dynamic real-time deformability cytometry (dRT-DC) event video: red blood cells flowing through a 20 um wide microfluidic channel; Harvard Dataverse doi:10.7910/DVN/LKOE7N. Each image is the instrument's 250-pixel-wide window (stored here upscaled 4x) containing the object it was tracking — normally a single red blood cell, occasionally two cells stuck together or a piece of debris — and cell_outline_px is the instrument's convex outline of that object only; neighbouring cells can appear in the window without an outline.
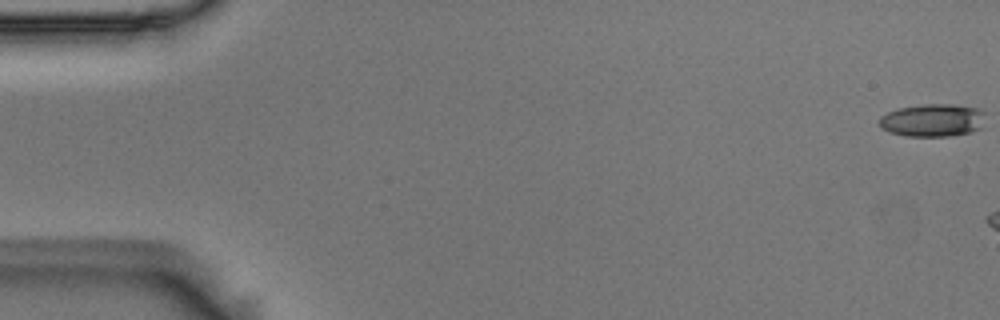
{"species": "Egyptian fruit bat (a non-hibernating species)", "species_latin": "Rousettus aegyptiacus", "temperature_condition": "room temperature", "stored_images_in_passage": 5, "camera_frame_rate_fps": 3000, "um_per_image_px": 0.085, "animal": {"sex": "male"}, "frame": {"image": 1, "passage_image": 1, "time_ms": 0.0, "image_size_px": [1000, 320], "cell_outline_px": [[984, 128], [972, 132], [952, 136], [904, 136], [888, 132], [880, 128], [880, 116], [888, 112], [900, 108], [924, 104], [956, 104], [980, 108], [984, 112]], "centroid_in_image_um": [79.33, 10.23], "position_along_channel_um": 5.7, "area_um2": 20.69}}